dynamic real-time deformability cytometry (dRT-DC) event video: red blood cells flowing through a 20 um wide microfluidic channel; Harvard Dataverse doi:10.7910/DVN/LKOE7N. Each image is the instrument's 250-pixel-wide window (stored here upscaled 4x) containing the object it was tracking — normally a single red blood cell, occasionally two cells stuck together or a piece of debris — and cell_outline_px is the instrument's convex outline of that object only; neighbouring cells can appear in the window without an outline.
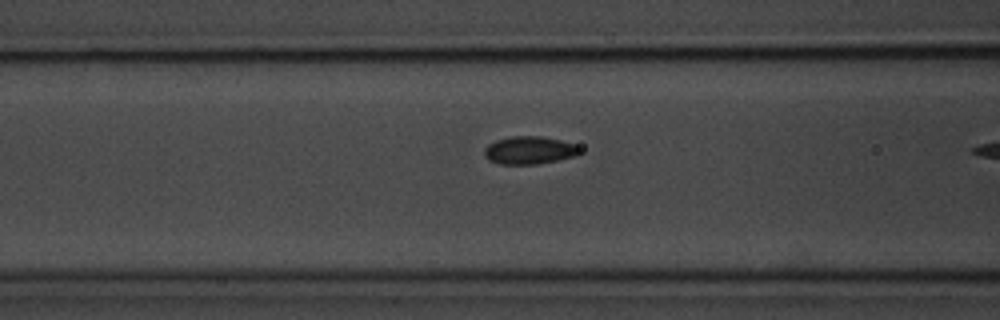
{"species": "common noctule bat (a hibernating species)", "species_latin": "Nyctalus noctula", "temperature_condition": "room temperature", "stored_images_in_passage": 15, "camera_frame_rate_fps": 3000, "um_per_image_px": 0.085, "animal": {"sex": "male", "body_mass_g": 20.1, "forearm_length_mm": 53.5}, "frame": {"image": 1, "passage_image": 13, "time_ms": 4.0, "image_size_px": [1000, 320], "cell_outline_px": [[580, 152], [576, 156], [536, 164], [500, 164], [488, 160], [484, 156], [484, 148], [488, 144], [496, 140], [512, 136], [540, 136], [560, 140], [572, 144], [580, 148]], "centroid_in_image_um": [44.95, 12.77], "position_along_channel_um": 121.7, "area_um2": 15.37}}